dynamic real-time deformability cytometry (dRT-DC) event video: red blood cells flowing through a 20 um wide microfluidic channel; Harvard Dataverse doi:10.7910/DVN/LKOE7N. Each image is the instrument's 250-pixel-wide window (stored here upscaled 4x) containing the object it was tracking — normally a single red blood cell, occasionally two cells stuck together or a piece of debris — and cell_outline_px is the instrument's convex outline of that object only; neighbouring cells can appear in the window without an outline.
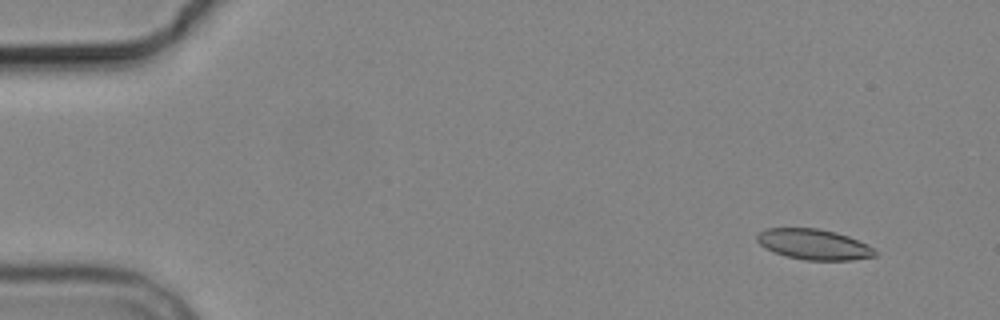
{"species": "common noctule bat (a hibernating species)", "species_latin": "Nyctalus noctula", "temperature_condition": "cold", "stored_images_in_passage": 5, "camera_frame_rate_fps": 3000, "um_per_image_px": 0.085, "animal": {"sex": "male", "body_mass_g": 19.2, "forearm_length_mm": 51.8}, "frame": {"image": 1, "passage_image": 1, "time_ms": 0.0, "image_size_px": [1000, 320], "cell_outline_px": [[876, 256], [852, 260], [804, 260], [788, 256], [764, 248], [756, 240], [756, 236], [760, 232], [768, 228], [820, 228], [836, 232], [848, 236], [868, 244], [876, 248]], "centroid_in_image_um": [69.21, 20.77], "position_along_channel_um": 15.8, "area_um2": 21.04}}